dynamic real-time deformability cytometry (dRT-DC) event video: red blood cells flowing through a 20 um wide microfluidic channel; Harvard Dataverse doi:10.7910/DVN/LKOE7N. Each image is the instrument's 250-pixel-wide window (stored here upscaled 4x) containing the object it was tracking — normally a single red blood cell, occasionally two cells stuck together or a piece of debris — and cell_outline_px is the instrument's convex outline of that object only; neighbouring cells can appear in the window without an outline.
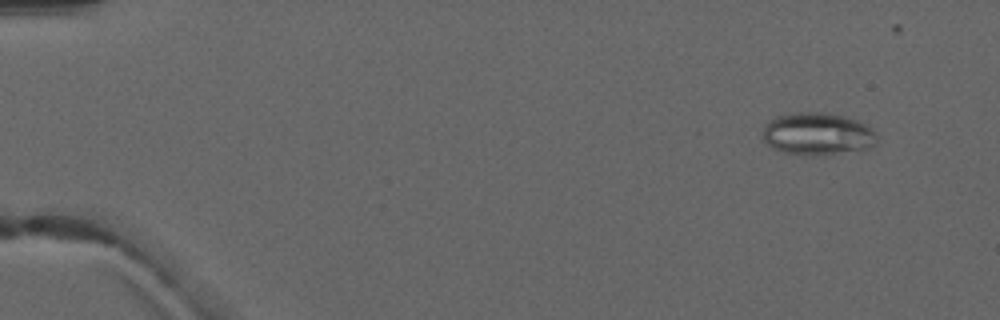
{"species": "common noctule bat (a hibernating species)", "species_latin": "Nyctalus noctula", "temperature_condition": "warm", "stored_images_in_passage": 4, "camera_frame_rate_fps": 3000, "um_per_image_px": 0.085, "animal": {"sex": "male", "forearm_length_mm": 52.5}, "frame": {"image": 1, "passage_image": 1, "time_ms": 0.0, "image_size_px": [1000, 320], "cell_outline_px": [[876, 144], [860, 152], [808, 156], [784, 152], [772, 148], [760, 136], [760, 132], [764, 124], [768, 120], [776, 116], [800, 112], [824, 112], [844, 116], [856, 120], [872, 128], [876, 132]], "centroid_in_image_um": [69.47, 11.4], "position_along_channel_um": 15.5, "area_um2": 28.96}}